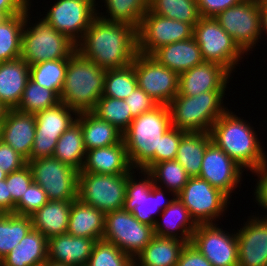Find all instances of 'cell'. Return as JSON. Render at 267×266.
Wrapping results in <instances>:
<instances>
[{
	"mask_svg": "<svg viewBox=\"0 0 267 266\" xmlns=\"http://www.w3.org/2000/svg\"><path fill=\"white\" fill-rule=\"evenodd\" d=\"M76 50L105 70L125 68L137 54V29L97 16L76 44Z\"/></svg>",
	"mask_w": 267,
	"mask_h": 266,
	"instance_id": "6da1fadb",
	"label": "cell"
},
{
	"mask_svg": "<svg viewBox=\"0 0 267 266\" xmlns=\"http://www.w3.org/2000/svg\"><path fill=\"white\" fill-rule=\"evenodd\" d=\"M250 123L227 110L210 130L212 142L244 170H258L267 163L266 151Z\"/></svg>",
	"mask_w": 267,
	"mask_h": 266,
	"instance_id": "7a4b0ae2",
	"label": "cell"
},
{
	"mask_svg": "<svg viewBox=\"0 0 267 266\" xmlns=\"http://www.w3.org/2000/svg\"><path fill=\"white\" fill-rule=\"evenodd\" d=\"M171 127L167 105H158L153 110L134 118L123 133V141L133 169L148 170L156 164L161 136Z\"/></svg>",
	"mask_w": 267,
	"mask_h": 266,
	"instance_id": "3957f363",
	"label": "cell"
},
{
	"mask_svg": "<svg viewBox=\"0 0 267 266\" xmlns=\"http://www.w3.org/2000/svg\"><path fill=\"white\" fill-rule=\"evenodd\" d=\"M106 70L77 50L70 56L60 101L77 113L90 112L104 92Z\"/></svg>",
	"mask_w": 267,
	"mask_h": 266,
	"instance_id": "277c9868",
	"label": "cell"
},
{
	"mask_svg": "<svg viewBox=\"0 0 267 266\" xmlns=\"http://www.w3.org/2000/svg\"><path fill=\"white\" fill-rule=\"evenodd\" d=\"M225 91H209L196 96L179 93L167 105L171 126L186 132H210L215 121L227 110Z\"/></svg>",
	"mask_w": 267,
	"mask_h": 266,
	"instance_id": "5b68a950",
	"label": "cell"
},
{
	"mask_svg": "<svg viewBox=\"0 0 267 266\" xmlns=\"http://www.w3.org/2000/svg\"><path fill=\"white\" fill-rule=\"evenodd\" d=\"M29 11L30 7L26 10L25 24L21 35L20 58L29 66L48 60L69 59L76 51V43L53 28L43 18L32 26L29 25L31 21Z\"/></svg>",
	"mask_w": 267,
	"mask_h": 266,
	"instance_id": "8992f818",
	"label": "cell"
},
{
	"mask_svg": "<svg viewBox=\"0 0 267 266\" xmlns=\"http://www.w3.org/2000/svg\"><path fill=\"white\" fill-rule=\"evenodd\" d=\"M127 174L78 173L77 199L104 213L124 208Z\"/></svg>",
	"mask_w": 267,
	"mask_h": 266,
	"instance_id": "52a82bcc",
	"label": "cell"
},
{
	"mask_svg": "<svg viewBox=\"0 0 267 266\" xmlns=\"http://www.w3.org/2000/svg\"><path fill=\"white\" fill-rule=\"evenodd\" d=\"M193 37L204 61L220 64L230 73L245 54L213 17H200L193 27Z\"/></svg>",
	"mask_w": 267,
	"mask_h": 266,
	"instance_id": "ba28073f",
	"label": "cell"
},
{
	"mask_svg": "<svg viewBox=\"0 0 267 266\" xmlns=\"http://www.w3.org/2000/svg\"><path fill=\"white\" fill-rule=\"evenodd\" d=\"M34 183L47 193L49 201H75L77 199L78 173L75 168L55 157L27 161Z\"/></svg>",
	"mask_w": 267,
	"mask_h": 266,
	"instance_id": "9c48e42d",
	"label": "cell"
},
{
	"mask_svg": "<svg viewBox=\"0 0 267 266\" xmlns=\"http://www.w3.org/2000/svg\"><path fill=\"white\" fill-rule=\"evenodd\" d=\"M154 236L153 226L141 223L124 208L105 213L103 240L113 243L133 259Z\"/></svg>",
	"mask_w": 267,
	"mask_h": 266,
	"instance_id": "30bf717a",
	"label": "cell"
},
{
	"mask_svg": "<svg viewBox=\"0 0 267 266\" xmlns=\"http://www.w3.org/2000/svg\"><path fill=\"white\" fill-rule=\"evenodd\" d=\"M140 171L139 174L145 176L144 179L141 177L140 181L133 177V169L127 174L124 209L131 212L141 223L154 227L157 220L154 214L164 211L176 196L166 201L163 188L153 184L151 174L144 169Z\"/></svg>",
	"mask_w": 267,
	"mask_h": 266,
	"instance_id": "8fae6325",
	"label": "cell"
},
{
	"mask_svg": "<svg viewBox=\"0 0 267 266\" xmlns=\"http://www.w3.org/2000/svg\"><path fill=\"white\" fill-rule=\"evenodd\" d=\"M214 18L245 55L262 37L259 0H242Z\"/></svg>",
	"mask_w": 267,
	"mask_h": 266,
	"instance_id": "7c38bea8",
	"label": "cell"
},
{
	"mask_svg": "<svg viewBox=\"0 0 267 266\" xmlns=\"http://www.w3.org/2000/svg\"><path fill=\"white\" fill-rule=\"evenodd\" d=\"M177 196L197 224L216 222L230 204L225 193L199 177H190Z\"/></svg>",
	"mask_w": 267,
	"mask_h": 266,
	"instance_id": "4fadbf2b",
	"label": "cell"
},
{
	"mask_svg": "<svg viewBox=\"0 0 267 266\" xmlns=\"http://www.w3.org/2000/svg\"><path fill=\"white\" fill-rule=\"evenodd\" d=\"M138 87L158 105H168L179 92V75L151 55L137 52L133 63Z\"/></svg>",
	"mask_w": 267,
	"mask_h": 266,
	"instance_id": "5bb4252c",
	"label": "cell"
},
{
	"mask_svg": "<svg viewBox=\"0 0 267 266\" xmlns=\"http://www.w3.org/2000/svg\"><path fill=\"white\" fill-rule=\"evenodd\" d=\"M192 37L190 24L159 16L148 9L137 29V52L151 55L161 46Z\"/></svg>",
	"mask_w": 267,
	"mask_h": 266,
	"instance_id": "9a60e30c",
	"label": "cell"
},
{
	"mask_svg": "<svg viewBox=\"0 0 267 266\" xmlns=\"http://www.w3.org/2000/svg\"><path fill=\"white\" fill-rule=\"evenodd\" d=\"M96 0H57L43 19L76 44L97 17Z\"/></svg>",
	"mask_w": 267,
	"mask_h": 266,
	"instance_id": "2e32d148",
	"label": "cell"
},
{
	"mask_svg": "<svg viewBox=\"0 0 267 266\" xmlns=\"http://www.w3.org/2000/svg\"><path fill=\"white\" fill-rule=\"evenodd\" d=\"M77 115L62 102L36 113V132L29 160L53 156L58 139L76 122Z\"/></svg>",
	"mask_w": 267,
	"mask_h": 266,
	"instance_id": "e0dca14e",
	"label": "cell"
},
{
	"mask_svg": "<svg viewBox=\"0 0 267 266\" xmlns=\"http://www.w3.org/2000/svg\"><path fill=\"white\" fill-rule=\"evenodd\" d=\"M216 223L198 224L190 243L213 266H238L236 232L225 233Z\"/></svg>",
	"mask_w": 267,
	"mask_h": 266,
	"instance_id": "ac0fdd59",
	"label": "cell"
},
{
	"mask_svg": "<svg viewBox=\"0 0 267 266\" xmlns=\"http://www.w3.org/2000/svg\"><path fill=\"white\" fill-rule=\"evenodd\" d=\"M212 141L205 150L199 178L221 190L229 198L242 180L244 170Z\"/></svg>",
	"mask_w": 267,
	"mask_h": 266,
	"instance_id": "d6986e66",
	"label": "cell"
},
{
	"mask_svg": "<svg viewBox=\"0 0 267 266\" xmlns=\"http://www.w3.org/2000/svg\"><path fill=\"white\" fill-rule=\"evenodd\" d=\"M237 231L238 266H267V217L253 215Z\"/></svg>",
	"mask_w": 267,
	"mask_h": 266,
	"instance_id": "ffe728a7",
	"label": "cell"
},
{
	"mask_svg": "<svg viewBox=\"0 0 267 266\" xmlns=\"http://www.w3.org/2000/svg\"><path fill=\"white\" fill-rule=\"evenodd\" d=\"M232 74L222 65L203 61L179 75V94L196 96L209 91H226Z\"/></svg>",
	"mask_w": 267,
	"mask_h": 266,
	"instance_id": "44dd1931",
	"label": "cell"
},
{
	"mask_svg": "<svg viewBox=\"0 0 267 266\" xmlns=\"http://www.w3.org/2000/svg\"><path fill=\"white\" fill-rule=\"evenodd\" d=\"M35 132L36 119L34 114L22 113L16 109L8 110L0 127V140L29 161Z\"/></svg>",
	"mask_w": 267,
	"mask_h": 266,
	"instance_id": "7402d4cb",
	"label": "cell"
},
{
	"mask_svg": "<svg viewBox=\"0 0 267 266\" xmlns=\"http://www.w3.org/2000/svg\"><path fill=\"white\" fill-rule=\"evenodd\" d=\"M132 169L125 143L122 140L116 145L86 151L85 161L79 172L123 175L128 174Z\"/></svg>",
	"mask_w": 267,
	"mask_h": 266,
	"instance_id": "603a6c76",
	"label": "cell"
},
{
	"mask_svg": "<svg viewBox=\"0 0 267 266\" xmlns=\"http://www.w3.org/2000/svg\"><path fill=\"white\" fill-rule=\"evenodd\" d=\"M96 240L62 234L48 239V260L69 266H86Z\"/></svg>",
	"mask_w": 267,
	"mask_h": 266,
	"instance_id": "cb8c5ba5",
	"label": "cell"
},
{
	"mask_svg": "<svg viewBox=\"0 0 267 266\" xmlns=\"http://www.w3.org/2000/svg\"><path fill=\"white\" fill-rule=\"evenodd\" d=\"M161 213L163 221H155L154 234L159 237L176 238L187 244L190 243L198 224L191 217L187 207L179 197L176 196Z\"/></svg>",
	"mask_w": 267,
	"mask_h": 266,
	"instance_id": "d4e9b609",
	"label": "cell"
},
{
	"mask_svg": "<svg viewBox=\"0 0 267 266\" xmlns=\"http://www.w3.org/2000/svg\"><path fill=\"white\" fill-rule=\"evenodd\" d=\"M30 79V66L22 59L0 62V102L17 109Z\"/></svg>",
	"mask_w": 267,
	"mask_h": 266,
	"instance_id": "484cf974",
	"label": "cell"
},
{
	"mask_svg": "<svg viewBox=\"0 0 267 266\" xmlns=\"http://www.w3.org/2000/svg\"><path fill=\"white\" fill-rule=\"evenodd\" d=\"M151 56L178 75L204 61L194 37L161 46Z\"/></svg>",
	"mask_w": 267,
	"mask_h": 266,
	"instance_id": "4316f807",
	"label": "cell"
},
{
	"mask_svg": "<svg viewBox=\"0 0 267 266\" xmlns=\"http://www.w3.org/2000/svg\"><path fill=\"white\" fill-rule=\"evenodd\" d=\"M105 213L76 199L71 203L67 234L78 237L103 239Z\"/></svg>",
	"mask_w": 267,
	"mask_h": 266,
	"instance_id": "83f0119b",
	"label": "cell"
},
{
	"mask_svg": "<svg viewBox=\"0 0 267 266\" xmlns=\"http://www.w3.org/2000/svg\"><path fill=\"white\" fill-rule=\"evenodd\" d=\"M48 239L31 229L1 261L0 266H42L48 260Z\"/></svg>",
	"mask_w": 267,
	"mask_h": 266,
	"instance_id": "f1b7e54d",
	"label": "cell"
},
{
	"mask_svg": "<svg viewBox=\"0 0 267 266\" xmlns=\"http://www.w3.org/2000/svg\"><path fill=\"white\" fill-rule=\"evenodd\" d=\"M86 151L116 145L123 140V133L115 126L102 120L92 111L78 113Z\"/></svg>",
	"mask_w": 267,
	"mask_h": 266,
	"instance_id": "f546056e",
	"label": "cell"
},
{
	"mask_svg": "<svg viewBox=\"0 0 267 266\" xmlns=\"http://www.w3.org/2000/svg\"><path fill=\"white\" fill-rule=\"evenodd\" d=\"M73 201H48L31 217L32 229L40 231L47 239L66 234Z\"/></svg>",
	"mask_w": 267,
	"mask_h": 266,
	"instance_id": "4dcf8cb0",
	"label": "cell"
},
{
	"mask_svg": "<svg viewBox=\"0 0 267 266\" xmlns=\"http://www.w3.org/2000/svg\"><path fill=\"white\" fill-rule=\"evenodd\" d=\"M186 244L180 239L155 235L134 258V266H176Z\"/></svg>",
	"mask_w": 267,
	"mask_h": 266,
	"instance_id": "1f68e13d",
	"label": "cell"
},
{
	"mask_svg": "<svg viewBox=\"0 0 267 266\" xmlns=\"http://www.w3.org/2000/svg\"><path fill=\"white\" fill-rule=\"evenodd\" d=\"M211 141L210 132H186L182 136L175 160L190 177H199L205 150Z\"/></svg>",
	"mask_w": 267,
	"mask_h": 266,
	"instance_id": "d6a6232c",
	"label": "cell"
},
{
	"mask_svg": "<svg viewBox=\"0 0 267 266\" xmlns=\"http://www.w3.org/2000/svg\"><path fill=\"white\" fill-rule=\"evenodd\" d=\"M53 157L81 171L86 149L80 124L76 121L58 139Z\"/></svg>",
	"mask_w": 267,
	"mask_h": 266,
	"instance_id": "836d02e7",
	"label": "cell"
},
{
	"mask_svg": "<svg viewBox=\"0 0 267 266\" xmlns=\"http://www.w3.org/2000/svg\"><path fill=\"white\" fill-rule=\"evenodd\" d=\"M26 11L10 17L0 18V62L20 58L21 35Z\"/></svg>",
	"mask_w": 267,
	"mask_h": 266,
	"instance_id": "e575fe53",
	"label": "cell"
},
{
	"mask_svg": "<svg viewBox=\"0 0 267 266\" xmlns=\"http://www.w3.org/2000/svg\"><path fill=\"white\" fill-rule=\"evenodd\" d=\"M107 15L97 12V16L109 22H123L139 28L143 16L149 8V0H103ZM110 16V17H109Z\"/></svg>",
	"mask_w": 267,
	"mask_h": 266,
	"instance_id": "d590c367",
	"label": "cell"
},
{
	"mask_svg": "<svg viewBox=\"0 0 267 266\" xmlns=\"http://www.w3.org/2000/svg\"><path fill=\"white\" fill-rule=\"evenodd\" d=\"M32 229L31 217L14 213L0 216V261L14 249Z\"/></svg>",
	"mask_w": 267,
	"mask_h": 266,
	"instance_id": "8d00e7d4",
	"label": "cell"
},
{
	"mask_svg": "<svg viewBox=\"0 0 267 266\" xmlns=\"http://www.w3.org/2000/svg\"><path fill=\"white\" fill-rule=\"evenodd\" d=\"M147 171L152 176L153 184L161 188H166L172 196H177L190 178L184 167L177 160H168L153 164Z\"/></svg>",
	"mask_w": 267,
	"mask_h": 266,
	"instance_id": "74e56055",
	"label": "cell"
},
{
	"mask_svg": "<svg viewBox=\"0 0 267 266\" xmlns=\"http://www.w3.org/2000/svg\"><path fill=\"white\" fill-rule=\"evenodd\" d=\"M148 9L159 16L185 22L192 27L200 19L196 0H149Z\"/></svg>",
	"mask_w": 267,
	"mask_h": 266,
	"instance_id": "f35d334b",
	"label": "cell"
},
{
	"mask_svg": "<svg viewBox=\"0 0 267 266\" xmlns=\"http://www.w3.org/2000/svg\"><path fill=\"white\" fill-rule=\"evenodd\" d=\"M60 102V95L56 91L46 89L29 79L16 110L35 115L56 106Z\"/></svg>",
	"mask_w": 267,
	"mask_h": 266,
	"instance_id": "ab89813d",
	"label": "cell"
},
{
	"mask_svg": "<svg viewBox=\"0 0 267 266\" xmlns=\"http://www.w3.org/2000/svg\"><path fill=\"white\" fill-rule=\"evenodd\" d=\"M69 59L48 60L30 66V79L59 95L65 80Z\"/></svg>",
	"mask_w": 267,
	"mask_h": 266,
	"instance_id": "60d3db41",
	"label": "cell"
},
{
	"mask_svg": "<svg viewBox=\"0 0 267 266\" xmlns=\"http://www.w3.org/2000/svg\"><path fill=\"white\" fill-rule=\"evenodd\" d=\"M92 112L102 120L115 126L122 133L128 129L134 119L130 107L124 100L107 96H102L97 101Z\"/></svg>",
	"mask_w": 267,
	"mask_h": 266,
	"instance_id": "b9f144b4",
	"label": "cell"
},
{
	"mask_svg": "<svg viewBox=\"0 0 267 266\" xmlns=\"http://www.w3.org/2000/svg\"><path fill=\"white\" fill-rule=\"evenodd\" d=\"M137 86L135 70L132 65L120 69H108L102 96L124 100Z\"/></svg>",
	"mask_w": 267,
	"mask_h": 266,
	"instance_id": "7bdbcfd3",
	"label": "cell"
},
{
	"mask_svg": "<svg viewBox=\"0 0 267 266\" xmlns=\"http://www.w3.org/2000/svg\"><path fill=\"white\" fill-rule=\"evenodd\" d=\"M86 266H134V259L102 239L95 242Z\"/></svg>",
	"mask_w": 267,
	"mask_h": 266,
	"instance_id": "ee69618b",
	"label": "cell"
},
{
	"mask_svg": "<svg viewBox=\"0 0 267 266\" xmlns=\"http://www.w3.org/2000/svg\"><path fill=\"white\" fill-rule=\"evenodd\" d=\"M49 201L47 193L36 183H32L15 205V214L32 216Z\"/></svg>",
	"mask_w": 267,
	"mask_h": 266,
	"instance_id": "f6af8a7d",
	"label": "cell"
},
{
	"mask_svg": "<svg viewBox=\"0 0 267 266\" xmlns=\"http://www.w3.org/2000/svg\"><path fill=\"white\" fill-rule=\"evenodd\" d=\"M6 184L11 193V213L15 214V205L25 194L27 188L34 182L31 170L25 165L17 171L6 176Z\"/></svg>",
	"mask_w": 267,
	"mask_h": 266,
	"instance_id": "bcb514c9",
	"label": "cell"
},
{
	"mask_svg": "<svg viewBox=\"0 0 267 266\" xmlns=\"http://www.w3.org/2000/svg\"><path fill=\"white\" fill-rule=\"evenodd\" d=\"M186 131L171 126L161 136L159 151H156V163L175 160L182 136Z\"/></svg>",
	"mask_w": 267,
	"mask_h": 266,
	"instance_id": "7dc6e473",
	"label": "cell"
},
{
	"mask_svg": "<svg viewBox=\"0 0 267 266\" xmlns=\"http://www.w3.org/2000/svg\"><path fill=\"white\" fill-rule=\"evenodd\" d=\"M124 101L130 107L133 118H137L141 114L149 112L158 106V103L138 86Z\"/></svg>",
	"mask_w": 267,
	"mask_h": 266,
	"instance_id": "c3c4849f",
	"label": "cell"
},
{
	"mask_svg": "<svg viewBox=\"0 0 267 266\" xmlns=\"http://www.w3.org/2000/svg\"><path fill=\"white\" fill-rule=\"evenodd\" d=\"M27 165V160L0 140V169L7 175Z\"/></svg>",
	"mask_w": 267,
	"mask_h": 266,
	"instance_id": "681fc988",
	"label": "cell"
},
{
	"mask_svg": "<svg viewBox=\"0 0 267 266\" xmlns=\"http://www.w3.org/2000/svg\"><path fill=\"white\" fill-rule=\"evenodd\" d=\"M200 17H216L229 7L239 4L242 0H196Z\"/></svg>",
	"mask_w": 267,
	"mask_h": 266,
	"instance_id": "f907efd6",
	"label": "cell"
},
{
	"mask_svg": "<svg viewBox=\"0 0 267 266\" xmlns=\"http://www.w3.org/2000/svg\"><path fill=\"white\" fill-rule=\"evenodd\" d=\"M176 266H213L191 243L182 249Z\"/></svg>",
	"mask_w": 267,
	"mask_h": 266,
	"instance_id": "816d5d0a",
	"label": "cell"
},
{
	"mask_svg": "<svg viewBox=\"0 0 267 266\" xmlns=\"http://www.w3.org/2000/svg\"><path fill=\"white\" fill-rule=\"evenodd\" d=\"M258 176L256 189L254 192L256 203L264 210H267V163L262 165L258 170L253 171ZM264 217H267L265 215Z\"/></svg>",
	"mask_w": 267,
	"mask_h": 266,
	"instance_id": "f5cc1de1",
	"label": "cell"
},
{
	"mask_svg": "<svg viewBox=\"0 0 267 266\" xmlns=\"http://www.w3.org/2000/svg\"><path fill=\"white\" fill-rule=\"evenodd\" d=\"M29 7L30 0H0V18L21 14Z\"/></svg>",
	"mask_w": 267,
	"mask_h": 266,
	"instance_id": "db71d44e",
	"label": "cell"
},
{
	"mask_svg": "<svg viewBox=\"0 0 267 266\" xmlns=\"http://www.w3.org/2000/svg\"><path fill=\"white\" fill-rule=\"evenodd\" d=\"M0 211L11 213V193H9L6 180L0 181Z\"/></svg>",
	"mask_w": 267,
	"mask_h": 266,
	"instance_id": "11a10c76",
	"label": "cell"
},
{
	"mask_svg": "<svg viewBox=\"0 0 267 266\" xmlns=\"http://www.w3.org/2000/svg\"><path fill=\"white\" fill-rule=\"evenodd\" d=\"M261 16V33L267 34V0H259Z\"/></svg>",
	"mask_w": 267,
	"mask_h": 266,
	"instance_id": "9f6ffc18",
	"label": "cell"
},
{
	"mask_svg": "<svg viewBox=\"0 0 267 266\" xmlns=\"http://www.w3.org/2000/svg\"><path fill=\"white\" fill-rule=\"evenodd\" d=\"M8 110L9 109L2 102H0V127L3 124V121L5 120Z\"/></svg>",
	"mask_w": 267,
	"mask_h": 266,
	"instance_id": "6f0895ef",
	"label": "cell"
},
{
	"mask_svg": "<svg viewBox=\"0 0 267 266\" xmlns=\"http://www.w3.org/2000/svg\"><path fill=\"white\" fill-rule=\"evenodd\" d=\"M42 266H69V265L51 262L47 260Z\"/></svg>",
	"mask_w": 267,
	"mask_h": 266,
	"instance_id": "680465c9",
	"label": "cell"
},
{
	"mask_svg": "<svg viewBox=\"0 0 267 266\" xmlns=\"http://www.w3.org/2000/svg\"><path fill=\"white\" fill-rule=\"evenodd\" d=\"M7 174L0 169V181L6 179Z\"/></svg>",
	"mask_w": 267,
	"mask_h": 266,
	"instance_id": "91938a15",
	"label": "cell"
}]
</instances>
